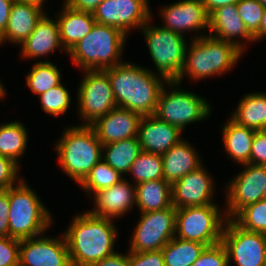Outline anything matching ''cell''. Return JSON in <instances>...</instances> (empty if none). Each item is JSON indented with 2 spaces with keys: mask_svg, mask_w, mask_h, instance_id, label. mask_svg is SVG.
I'll return each instance as SVG.
<instances>
[{
  "mask_svg": "<svg viewBox=\"0 0 266 266\" xmlns=\"http://www.w3.org/2000/svg\"><path fill=\"white\" fill-rule=\"evenodd\" d=\"M103 71L109 77L117 107L141 116L154 115L163 84H168L164 77L160 79L152 71L128 62Z\"/></svg>",
  "mask_w": 266,
  "mask_h": 266,
  "instance_id": "1",
  "label": "cell"
},
{
  "mask_svg": "<svg viewBox=\"0 0 266 266\" xmlns=\"http://www.w3.org/2000/svg\"><path fill=\"white\" fill-rule=\"evenodd\" d=\"M70 225L64 235L72 266H93L116 253L117 230L111 219L86 212L75 216Z\"/></svg>",
  "mask_w": 266,
  "mask_h": 266,
  "instance_id": "2",
  "label": "cell"
},
{
  "mask_svg": "<svg viewBox=\"0 0 266 266\" xmlns=\"http://www.w3.org/2000/svg\"><path fill=\"white\" fill-rule=\"evenodd\" d=\"M184 58L181 73L176 81H168L171 88L181 84L184 74L199 80L216 74H224L235 65L242 50L233 43L216 39L212 36L194 37Z\"/></svg>",
  "mask_w": 266,
  "mask_h": 266,
  "instance_id": "3",
  "label": "cell"
},
{
  "mask_svg": "<svg viewBox=\"0 0 266 266\" xmlns=\"http://www.w3.org/2000/svg\"><path fill=\"white\" fill-rule=\"evenodd\" d=\"M55 146L63 171L81 184L102 159L103 145L89 125L67 128Z\"/></svg>",
  "mask_w": 266,
  "mask_h": 266,
  "instance_id": "4",
  "label": "cell"
},
{
  "mask_svg": "<svg viewBox=\"0 0 266 266\" xmlns=\"http://www.w3.org/2000/svg\"><path fill=\"white\" fill-rule=\"evenodd\" d=\"M125 40L126 34L120 29L95 23L92 30L68 54L83 70H104L122 63L120 55Z\"/></svg>",
  "mask_w": 266,
  "mask_h": 266,
  "instance_id": "5",
  "label": "cell"
},
{
  "mask_svg": "<svg viewBox=\"0 0 266 266\" xmlns=\"http://www.w3.org/2000/svg\"><path fill=\"white\" fill-rule=\"evenodd\" d=\"M8 197L9 237L18 240L37 237L50 226V213L23 180L8 188Z\"/></svg>",
  "mask_w": 266,
  "mask_h": 266,
  "instance_id": "6",
  "label": "cell"
},
{
  "mask_svg": "<svg viewBox=\"0 0 266 266\" xmlns=\"http://www.w3.org/2000/svg\"><path fill=\"white\" fill-rule=\"evenodd\" d=\"M141 29L160 78L176 81L181 73L186 49H188L184 35L163 27H151L149 20Z\"/></svg>",
  "mask_w": 266,
  "mask_h": 266,
  "instance_id": "7",
  "label": "cell"
},
{
  "mask_svg": "<svg viewBox=\"0 0 266 266\" xmlns=\"http://www.w3.org/2000/svg\"><path fill=\"white\" fill-rule=\"evenodd\" d=\"M218 209L216 205L176 209L175 233H178L177 238L200 242L206 246L221 242L227 218H221L223 216Z\"/></svg>",
  "mask_w": 266,
  "mask_h": 266,
  "instance_id": "8",
  "label": "cell"
},
{
  "mask_svg": "<svg viewBox=\"0 0 266 266\" xmlns=\"http://www.w3.org/2000/svg\"><path fill=\"white\" fill-rule=\"evenodd\" d=\"M210 109L207 100L197 94L177 88L167 93L164 85L154 115L183 131L187 124L206 119Z\"/></svg>",
  "mask_w": 266,
  "mask_h": 266,
  "instance_id": "9",
  "label": "cell"
},
{
  "mask_svg": "<svg viewBox=\"0 0 266 266\" xmlns=\"http://www.w3.org/2000/svg\"><path fill=\"white\" fill-rule=\"evenodd\" d=\"M176 208L141 213L129 251L145 252L161 250L175 237Z\"/></svg>",
  "mask_w": 266,
  "mask_h": 266,
  "instance_id": "10",
  "label": "cell"
},
{
  "mask_svg": "<svg viewBox=\"0 0 266 266\" xmlns=\"http://www.w3.org/2000/svg\"><path fill=\"white\" fill-rule=\"evenodd\" d=\"M85 77L78 89L79 114L91 125L98 118L116 108L112 86L103 70H85Z\"/></svg>",
  "mask_w": 266,
  "mask_h": 266,
  "instance_id": "11",
  "label": "cell"
},
{
  "mask_svg": "<svg viewBox=\"0 0 266 266\" xmlns=\"http://www.w3.org/2000/svg\"><path fill=\"white\" fill-rule=\"evenodd\" d=\"M221 242L225 246L229 263L237 266H266V234L244 230L233 220H226Z\"/></svg>",
  "mask_w": 266,
  "mask_h": 266,
  "instance_id": "12",
  "label": "cell"
},
{
  "mask_svg": "<svg viewBox=\"0 0 266 266\" xmlns=\"http://www.w3.org/2000/svg\"><path fill=\"white\" fill-rule=\"evenodd\" d=\"M147 0H104L93 12L96 23L113 26L127 35L151 18Z\"/></svg>",
  "mask_w": 266,
  "mask_h": 266,
  "instance_id": "13",
  "label": "cell"
},
{
  "mask_svg": "<svg viewBox=\"0 0 266 266\" xmlns=\"http://www.w3.org/2000/svg\"><path fill=\"white\" fill-rule=\"evenodd\" d=\"M242 172L227 187V219L233 218L242 208L263 199L266 186V166L245 164Z\"/></svg>",
  "mask_w": 266,
  "mask_h": 266,
  "instance_id": "14",
  "label": "cell"
},
{
  "mask_svg": "<svg viewBox=\"0 0 266 266\" xmlns=\"http://www.w3.org/2000/svg\"><path fill=\"white\" fill-rule=\"evenodd\" d=\"M31 237L20 240L19 266H72L67 240ZM37 238V239H36Z\"/></svg>",
  "mask_w": 266,
  "mask_h": 266,
  "instance_id": "15",
  "label": "cell"
},
{
  "mask_svg": "<svg viewBox=\"0 0 266 266\" xmlns=\"http://www.w3.org/2000/svg\"><path fill=\"white\" fill-rule=\"evenodd\" d=\"M213 181L200 166L171 185L172 205L176 208L216 205L211 201ZM211 201V202H210Z\"/></svg>",
  "mask_w": 266,
  "mask_h": 266,
  "instance_id": "16",
  "label": "cell"
},
{
  "mask_svg": "<svg viewBox=\"0 0 266 266\" xmlns=\"http://www.w3.org/2000/svg\"><path fill=\"white\" fill-rule=\"evenodd\" d=\"M142 116L128 109L116 107L98 118L90 126L102 145L124 139L137 138L139 122Z\"/></svg>",
  "mask_w": 266,
  "mask_h": 266,
  "instance_id": "17",
  "label": "cell"
},
{
  "mask_svg": "<svg viewBox=\"0 0 266 266\" xmlns=\"http://www.w3.org/2000/svg\"><path fill=\"white\" fill-rule=\"evenodd\" d=\"M165 29L180 35L184 31L209 28V15L201 0H182L161 11Z\"/></svg>",
  "mask_w": 266,
  "mask_h": 266,
  "instance_id": "18",
  "label": "cell"
},
{
  "mask_svg": "<svg viewBox=\"0 0 266 266\" xmlns=\"http://www.w3.org/2000/svg\"><path fill=\"white\" fill-rule=\"evenodd\" d=\"M181 132L155 115H148L142 116L139 122L137 138L142 151L163 155L182 140Z\"/></svg>",
  "mask_w": 266,
  "mask_h": 266,
  "instance_id": "19",
  "label": "cell"
},
{
  "mask_svg": "<svg viewBox=\"0 0 266 266\" xmlns=\"http://www.w3.org/2000/svg\"><path fill=\"white\" fill-rule=\"evenodd\" d=\"M94 196L96 207L88 213L96 217L113 220L114 217L124 215L133 204H136L135 185L133 187L125 179L95 192Z\"/></svg>",
  "mask_w": 266,
  "mask_h": 266,
  "instance_id": "20",
  "label": "cell"
},
{
  "mask_svg": "<svg viewBox=\"0 0 266 266\" xmlns=\"http://www.w3.org/2000/svg\"><path fill=\"white\" fill-rule=\"evenodd\" d=\"M42 8L36 3L15 0L5 31L0 37V44L6 40L23 43L45 15Z\"/></svg>",
  "mask_w": 266,
  "mask_h": 266,
  "instance_id": "21",
  "label": "cell"
},
{
  "mask_svg": "<svg viewBox=\"0 0 266 266\" xmlns=\"http://www.w3.org/2000/svg\"><path fill=\"white\" fill-rule=\"evenodd\" d=\"M208 29L210 30V36L233 43L242 51L244 49L243 44L238 40H234V37H242V39L245 38L246 41L249 40L250 42L255 41L254 36L248 31L246 25L239 16L236 4L226 5L214 10L209 15Z\"/></svg>",
  "mask_w": 266,
  "mask_h": 266,
  "instance_id": "22",
  "label": "cell"
},
{
  "mask_svg": "<svg viewBox=\"0 0 266 266\" xmlns=\"http://www.w3.org/2000/svg\"><path fill=\"white\" fill-rule=\"evenodd\" d=\"M162 163L163 179L171 185L202 166L195 149L184 139L162 155Z\"/></svg>",
  "mask_w": 266,
  "mask_h": 266,
  "instance_id": "23",
  "label": "cell"
},
{
  "mask_svg": "<svg viewBox=\"0 0 266 266\" xmlns=\"http://www.w3.org/2000/svg\"><path fill=\"white\" fill-rule=\"evenodd\" d=\"M21 46V55L25 58L35 59L54 52L62 46L58 22L44 15Z\"/></svg>",
  "mask_w": 266,
  "mask_h": 266,
  "instance_id": "24",
  "label": "cell"
},
{
  "mask_svg": "<svg viewBox=\"0 0 266 266\" xmlns=\"http://www.w3.org/2000/svg\"><path fill=\"white\" fill-rule=\"evenodd\" d=\"M58 16L60 41L67 52L85 37L96 23L92 13L73 9L66 3Z\"/></svg>",
  "mask_w": 266,
  "mask_h": 266,
  "instance_id": "25",
  "label": "cell"
},
{
  "mask_svg": "<svg viewBox=\"0 0 266 266\" xmlns=\"http://www.w3.org/2000/svg\"><path fill=\"white\" fill-rule=\"evenodd\" d=\"M136 204L141 213L172 206L171 184L164 179L135 184Z\"/></svg>",
  "mask_w": 266,
  "mask_h": 266,
  "instance_id": "26",
  "label": "cell"
},
{
  "mask_svg": "<svg viewBox=\"0 0 266 266\" xmlns=\"http://www.w3.org/2000/svg\"><path fill=\"white\" fill-rule=\"evenodd\" d=\"M256 130L238 125L230 119L223 127V141L227 154L242 165L250 163L252 141Z\"/></svg>",
  "mask_w": 266,
  "mask_h": 266,
  "instance_id": "27",
  "label": "cell"
},
{
  "mask_svg": "<svg viewBox=\"0 0 266 266\" xmlns=\"http://www.w3.org/2000/svg\"><path fill=\"white\" fill-rule=\"evenodd\" d=\"M231 119L256 131L266 130V93H251L241 99Z\"/></svg>",
  "mask_w": 266,
  "mask_h": 266,
  "instance_id": "28",
  "label": "cell"
},
{
  "mask_svg": "<svg viewBox=\"0 0 266 266\" xmlns=\"http://www.w3.org/2000/svg\"><path fill=\"white\" fill-rule=\"evenodd\" d=\"M141 151L138 138L124 139L103 145L102 159L123 175L129 172L132 163Z\"/></svg>",
  "mask_w": 266,
  "mask_h": 266,
  "instance_id": "29",
  "label": "cell"
},
{
  "mask_svg": "<svg viewBox=\"0 0 266 266\" xmlns=\"http://www.w3.org/2000/svg\"><path fill=\"white\" fill-rule=\"evenodd\" d=\"M206 245L173 237L162 249L165 266H191Z\"/></svg>",
  "mask_w": 266,
  "mask_h": 266,
  "instance_id": "30",
  "label": "cell"
},
{
  "mask_svg": "<svg viewBox=\"0 0 266 266\" xmlns=\"http://www.w3.org/2000/svg\"><path fill=\"white\" fill-rule=\"evenodd\" d=\"M27 135L25 126L19 121L0 125V155L18 164L17 159L27 146Z\"/></svg>",
  "mask_w": 266,
  "mask_h": 266,
  "instance_id": "31",
  "label": "cell"
},
{
  "mask_svg": "<svg viewBox=\"0 0 266 266\" xmlns=\"http://www.w3.org/2000/svg\"><path fill=\"white\" fill-rule=\"evenodd\" d=\"M60 72L49 61H40L33 65L26 77L27 86L35 94H42L61 83Z\"/></svg>",
  "mask_w": 266,
  "mask_h": 266,
  "instance_id": "32",
  "label": "cell"
},
{
  "mask_svg": "<svg viewBox=\"0 0 266 266\" xmlns=\"http://www.w3.org/2000/svg\"><path fill=\"white\" fill-rule=\"evenodd\" d=\"M129 172L136 178V184L163 179L162 155L141 151Z\"/></svg>",
  "mask_w": 266,
  "mask_h": 266,
  "instance_id": "33",
  "label": "cell"
},
{
  "mask_svg": "<svg viewBox=\"0 0 266 266\" xmlns=\"http://www.w3.org/2000/svg\"><path fill=\"white\" fill-rule=\"evenodd\" d=\"M123 179L122 175L101 159L80 184L88 193L109 188Z\"/></svg>",
  "mask_w": 266,
  "mask_h": 266,
  "instance_id": "34",
  "label": "cell"
},
{
  "mask_svg": "<svg viewBox=\"0 0 266 266\" xmlns=\"http://www.w3.org/2000/svg\"><path fill=\"white\" fill-rule=\"evenodd\" d=\"M233 218L232 220L244 230L266 234V200L247 205Z\"/></svg>",
  "mask_w": 266,
  "mask_h": 266,
  "instance_id": "35",
  "label": "cell"
},
{
  "mask_svg": "<svg viewBox=\"0 0 266 266\" xmlns=\"http://www.w3.org/2000/svg\"><path fill=\"white\" fill-rule=\"evenodd\" d=\"M39 96L43 110L54 116L64 114L68 110L71 102L69 92L62 83Z\"/></svg>",
  "mask_w": 266,
  "mask_h": 266,
  "instance_id": "36",
  "label": "cell"
},
{
  "mask_svg": "<svg viewBox=\"0 0 266 266\" xmlns=\"http://www.w3.org/2000/svg\"><path fill=\"white\" fill-rule=\"evenodd\" d=\"M236 7L246 28L254 36L259 31L265 7L257 0H240Z\"/></svg>",
  "mask_w": 266,
  "mask_h": 266,
  "instance_id": "37",
  "label": "cell"
},
{
  "mask_svg": "<svg viewBox=\"0 0 266 266\" xmlns=\"http://www.w3.org/2000/svg\"><path fill=\"white\" fill-rule=\"evenodd\" d=\"M191 266H229L228 254L222 242L206 246Z\"/></svg>",
  "mask_w": 266,
  "mask_h": 266,
  "instance_id": "38",
  "label": "cell"
},
{
  "mask_svg": "<svg viewBox=\"0 0 266 266\" xmlns=\"http://www.w3.org/2000/svg\"><path fill=\"white\" fill-rule=\"evenodd\" d=\"M20 240L0 237V266H19Z\"/></svg>",
  "mask_w": 266,
  "mask_h": 266,
  "instance_id": "39",
  "label": "cell"
},
{
  "mask_svg": "<svg viewBox=\"0 0 266 266\" xmlns=\"http://www.w3.org/2000/svg\"><path fill=\"white\" fill-rule=\"evenodd\" d=\"M18 164L12 159L0 155V190H7L13 187L15 182H20L17 179L18 174Z\"/></svg>",
  "mask_w": 266,
  "mask_h": 266,
  "instance_id": "40",
  "label": "cell"
},
{
  "mask_svg": "<svg viewBox=\"0 0 266 266\" xmlns=\"http://www.w3.org/2000/svg\"><path fill=\"white\" fill-rule=\"evenodd\" d=\"M129 266H165L162 251H129Z\"/></svg>",
  "mask_w": 266,
  "mask_h": 266,
  "instance_id": "41",
  "label": "cell"
},
{
  "mask_svg": "<svg viewBox=\"0 0 266 266\" xmlns=\"http://www.w3.org/2000/svg\"><path fill=\"white\" fill-rule=\"evenodd\" d=\"M250 164L266 166V130L255 133L250 153Z\"/></svg>",
  "mask_w": 266,
  "mask_h": 266,
  "instance_id": "42",
  "label": "cell"
},
{
  "mask_svg": "<svg viewBox=\"0 0 266 266\" xmlns=\"http://www.w3.org/2000/svg\"><path fill=\"white\" fill-rule=\"evenodd\" d=\"M9 206L8 189L0 190V237L9 236Z\"/></svg>",
  "mask_w": 266,
  "mask_h": 266,
  "instance_id": "43",
  "label": "cell"
},
{
  "mask_svg": "<svg viewBox=\"0 0 266 266\" xmlns=\"http://www.w3.org/2000/svg\"><path fill=\"white\" fill-rule=\"evenodd\" d=\"M104 0H65V3L76 10L92 13Z\"/></svg>",
  "mask_w": 266,
  "mask_h": 266,
  "instance_id": "44",
  "label": "cell"
},
{
  "mask_svg": "<svg viewBox=\"0 0 266 266\" xmlns=\"http://www.w3.org/2000/svg\"><path fill=\"white\" fill-rule=\"evenodd\" d=\"M93 266H129V254L114 253L98 261Z\"/></svg>",
  "mask_w": 266,
  "mask_h": 266,
  "instance_id": "45",
  "label": "cell"
},
{
  "mask_svg": "<svg viewBox=\"0 0 266 266\" xmlns=\"http://www.w3.org/2000/svg\"><path fill=\"white\" fill-rule=\"evenodd\" d=\"M15 0H0V37L7 26L11 8Z\"/></svg>",
  "mask_w": 266,
  "mask_h": 266,
  "instance_id": "46",
  "label": "cell"
},
{
  "mask_svg": "<svg viewBox=\"0 0 266 266\" xmlns=\"http://www.w3.org/2000/svg\"><path fill=\"white\" fill-rule=\"evenodd\" d=\"M239 1L240 0H201L208 15L220 7L237 4Z\"/></svg>",
  "mask_w": 266,
  "mask_h": 266,
  "instance_id": "47",
  "label": "cell"
},
{
  "mask_svg": "<svg viewBox=\"0 0 266 266\" xmlns=\"http://www.w3.org/2000/svg\"><path fill=\"white\" fill-rule=\"evenodd\" d=\"M266 36V7L264 8V13L262 17V21L259 27V31L254 35V39L258 40Z\"/></svg>",
  "mask_w": 266,
  "mask_h": 266,
  "instance_id": "48",
  "label": "cell"
},
{
  "mask_svg": "<svg viewBox=\"0 0 266 266\" xmlns=\"http://www.w3.org/2000/svg\"><path fill=\"white\" fill-rule=\"evenodd\" d=\"M19 1L32 2V3H36V4L40 5V6H42L43 3H44V0H19Z\"/></svg>",
  "mask_w": 266,
  "mask_h": 266,
  "instance_id": "49",
  "label": "cell"
},
{
  "mask_svg": "<svg viewBox=\"0 0 266 266\" xmlns=\"http://www.w3.org/2000/svg\"><path fill=\"white\" fill-rule=\"evenodd\" d=\"M1 82V81H0ZM5 96V90L3 85L0 83V99Z\"/></svg>",
  "mask_w": 266,
  "mask_h": 266,
  "instance_id": "50",
  "label": "cell"
},
{
  "mask_svg": "<svg viewBox=\"0 0 266 266\" xmlns=\"http://www.w3.org/2000/svg\"><path fill=\"white\" fill-rule=\"evenodd\" d=\"M262 6L266 7V0H257Z\"/></svg>",
  "mask_w": 266,
  "mask_h": 266,
  "instance_id": "51",
  "label": "cell"
},
{
  "mask_svg": "<svg viewBox=\"0 0 266 266\" xmlns=\"http://www.w3.org/2000/svg\"><path fill=\"white\" fill-rule=\"evenodd\" d=\"M263 199L266 200V186H265L264 193H263Z\"/></svg>",
  "mask_w": 266,
  "mask_h": 266,
  "instance_id": "52",
  "label": "cell"
}]
</instances>
